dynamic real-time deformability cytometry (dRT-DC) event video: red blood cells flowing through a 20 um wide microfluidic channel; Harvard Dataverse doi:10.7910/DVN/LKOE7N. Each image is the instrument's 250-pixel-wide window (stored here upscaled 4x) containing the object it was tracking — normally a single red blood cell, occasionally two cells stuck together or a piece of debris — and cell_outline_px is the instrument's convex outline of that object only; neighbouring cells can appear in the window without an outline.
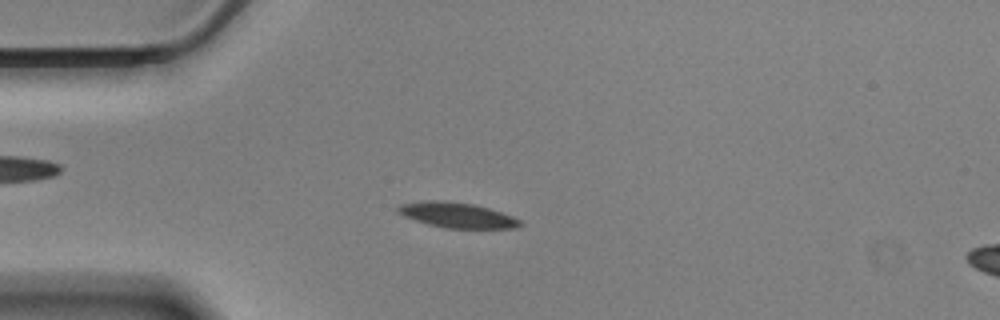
{"species": "Egyptian fruit bat (a non-hibernating species)", "species_latin": "Rousettus aegyptiacus", "temperature_condition": "cold", "stored_images_in_passage": 58, "camera_frame_rate_fps": 3000, "um_per_image_px": 0.085, "animal": {"sex": "male"}, "frame": {"image": 1, "passage_image": 15, "time_ms": 4.667, "image_size_px": [1000, 320], "cell_outline_px": [[524, 224], [516, 228], [444, 228], [428, 224], [404, 216], [396, 212], [396, 208], [400, 204], [428, 200], [436, 200], [472, 204], [488, 208], [512, 216], [520, 220]], "centroid_in_image_um": [38.84, 18.29], "position_along_channel_um": 46.2, "area_um2": 17.8}}
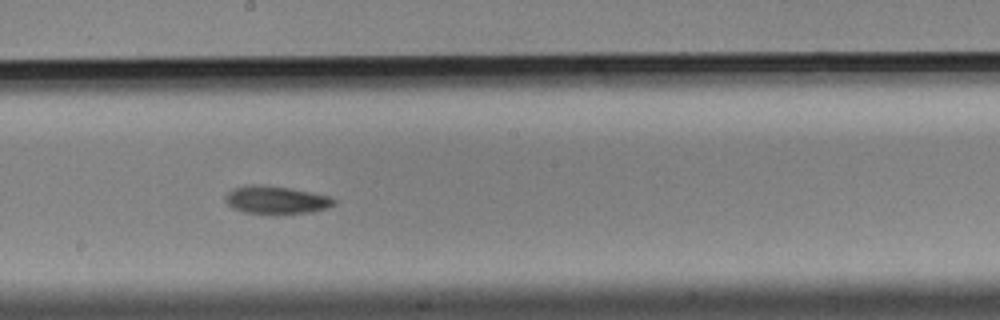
{"frame": {"image": 2, "passage_image": 32, "time_ms": 10.333, "image_size_px": [1000, 320], "cell_outline_px": [[336, 204], [328, 208], [312, 212], [276, 216], [244, 212], [232, 208], [224, 200], [224, 196], [232, 188], [252, 184], [256, 184], [292, 188], [332, 196], [336, 200]], "centroid_in_image_um": [23.5, 17.02], "position_along_channel_um": 224.7, "area_um2": 18.44}}
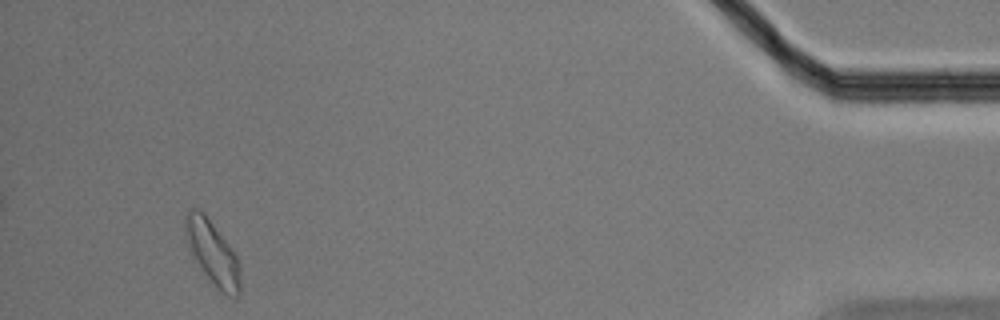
{"frame": {"image": 3, "passage_image": 55, "time_ms": 18.0, "image_size_px": [1000, 320], "cell_outline_px": [[240, 292], [236, 296], [228, 296], [208, 276], [188, 252], [184, 228], [184, 216], [192, 208], [200, 208], [204, 212], [236, 256], [240, 264]], "centroid_in_image_um": [18.02, 21.42], "position_along_channel_um": 417.2, "area_um2": 20.06}, "authors_computed_cell_mechanics": {"area_um2": 17.6868, "velocity_mm_per_s": 3.4325, "shape_relaxation_time_tau1_ms": 4.2891, "shape_relaxation_time_tau2_ms": null, "deformation_change_tau1": 0.1134, "deformation_change_tau2": null}}